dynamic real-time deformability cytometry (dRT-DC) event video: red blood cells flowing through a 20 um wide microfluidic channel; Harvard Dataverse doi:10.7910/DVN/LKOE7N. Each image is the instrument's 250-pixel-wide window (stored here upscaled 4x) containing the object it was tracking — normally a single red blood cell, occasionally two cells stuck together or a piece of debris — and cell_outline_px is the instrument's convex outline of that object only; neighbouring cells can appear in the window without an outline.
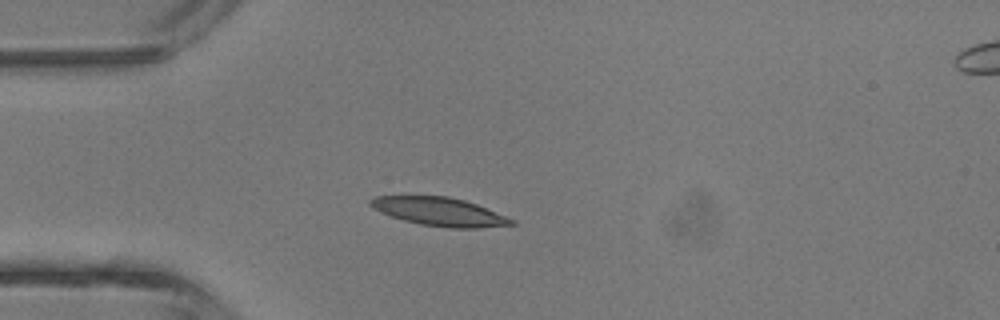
{"species": "common noctule bat (a hibernating species)", "species_latin": "Nyctalus noctula", "temperature_condition": "room temperature", "stored_images_in_passage": 3, "camera_frame_rate_fps": 3000, "um_per_image_px": 0.085, "animal": {"sex": "male", "body_mass_g": 13.3}, "frame": {"image": 1, "passage_image": 2, "time_ms": 2.0, "image_size_px": [1000, 320], "cell_outline_px": [[516, 224], [476, 228], [452, 228], [420, 224], [404, 220], [380, 212], [372, 208], [368, 204], [368, 200], [376, 196], [448, 196], [464, 200], [476, 204], [516, 220]], "centroid_in_image_um": [37.34, 17.99], "position_along_channel_um": 47.7, "area_um2": 23.24}}